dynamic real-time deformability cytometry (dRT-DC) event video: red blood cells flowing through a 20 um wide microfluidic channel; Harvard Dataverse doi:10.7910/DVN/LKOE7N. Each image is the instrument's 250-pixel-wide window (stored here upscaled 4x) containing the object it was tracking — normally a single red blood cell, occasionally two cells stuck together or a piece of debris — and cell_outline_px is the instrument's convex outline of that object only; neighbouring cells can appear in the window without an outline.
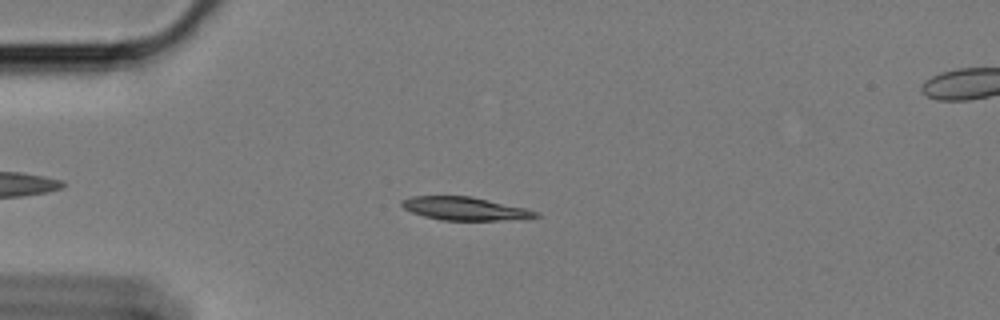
{"species": "Egyptian fruit bat (a non-hibernating species)", "species_latin": "Rousettus aegyptiacus", "temperature_condition": "cold", "stored_images_in_passage": 50, "camera_frame_rate_fps": 3000, "um_per_image_px": 0.085, "animal": {"sex": "female"}, "frame": {"image": 1, "passage_image": 10, "time_ms": 3.0, "image_size_px": [1000, 320], "cell_outline_px": [[540, 216], [500, 220], [440, 220], [424, 216], [412, 212], [404, 208], [400, 204], [400, 200], [412, 196], [468, 196], [524, 208], [540, 212]], "centroid_in_image_um": [39.43, 17.73], "position_along_channel_um": 45.6, "area_um2": 17.74}}
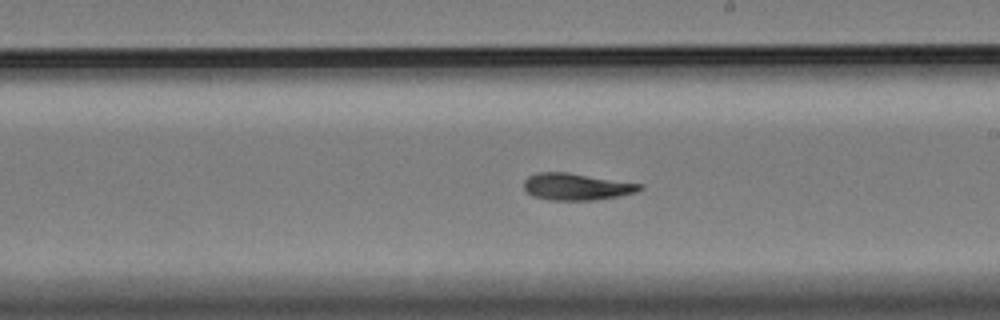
{"frame": {"image": 2, "passage_image": 29, "time_ms": 9.333, "image_size_px": [1000, 320], "cell_outline_px": [[644, 188], [636, 192], [620, 196], [592, 200], [552, 200], [532, 196], [524, 188], [524, 180], [528, 176], [540, 172], [568, 172], [644, 184]], "centroid_in_image_um": [49.03, 15.86], "position_along_channel_um": 240.0, "area_um2": 18.21}}
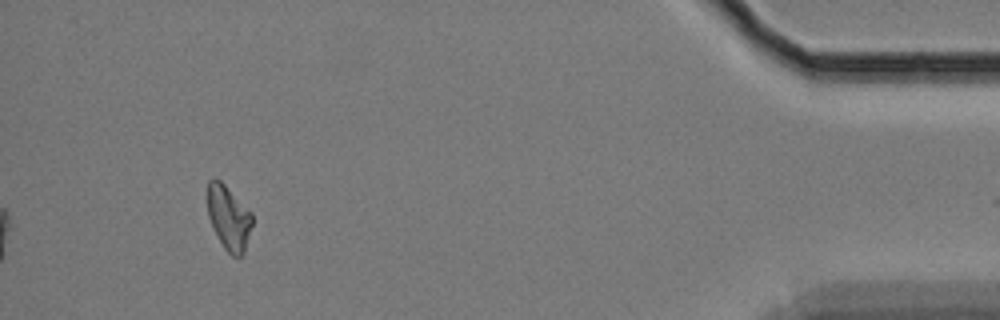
{"frame": {"image": 3, "passage_image": 50, "time_ms": 16.333, "image_size_px": [1000, 320], "cell_outline_px": [[252, 224], [244, 252], [240, 256], [232, 256], [224, 248], [208, 216], [208, 180], [220, 180], [252, 212]], "centroid_in_image_um": [19.46, 18.51], "position_along_channel_um": 415.7, "area_um2": 16.36}}